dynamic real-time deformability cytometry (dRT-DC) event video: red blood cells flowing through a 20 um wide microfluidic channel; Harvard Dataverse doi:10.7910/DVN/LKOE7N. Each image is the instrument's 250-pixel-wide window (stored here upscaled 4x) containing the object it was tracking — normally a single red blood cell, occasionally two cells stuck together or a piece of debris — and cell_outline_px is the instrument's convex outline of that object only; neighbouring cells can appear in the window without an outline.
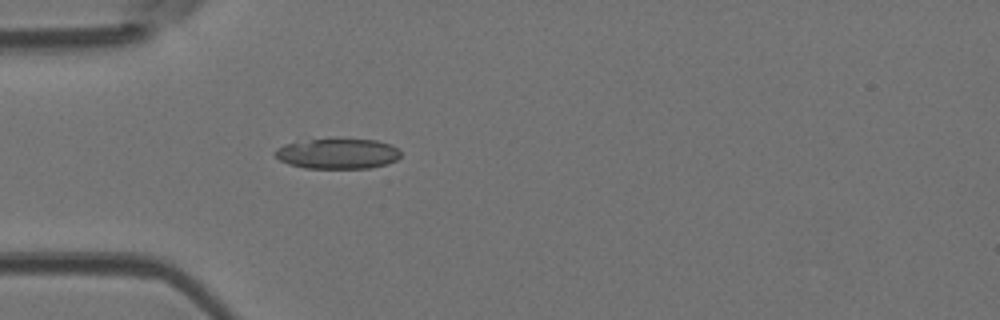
{"species": "Egyptian fruit bat (a non-hibernating species)", "species_latin": "Rousettus aegyptiacus", "temperature_condition": "room temperature", "stored_images_in_passage": 4, "camera_frame_rate_fps": 3000, "um_per_image_px": 0.085, "animal": {"sex": "female"}, "frame": {"image": 1, "passage_image": 4, "time_ms": 1.0, "image_size_px": [1000, 320], "cell_outline_px": [[400, 156], [396, 160], [384, 164], [368, 168], [304, 168], [288, 164], [280, 160], [272, 152], [276, 148], [284, 144], [340, 136], [376, 140], [392, 144], [400, 152]], "centroid_in_image_um": [28.69, 13.02], "position_along_channel_um": 56.3, "area_um2": 22.77}}